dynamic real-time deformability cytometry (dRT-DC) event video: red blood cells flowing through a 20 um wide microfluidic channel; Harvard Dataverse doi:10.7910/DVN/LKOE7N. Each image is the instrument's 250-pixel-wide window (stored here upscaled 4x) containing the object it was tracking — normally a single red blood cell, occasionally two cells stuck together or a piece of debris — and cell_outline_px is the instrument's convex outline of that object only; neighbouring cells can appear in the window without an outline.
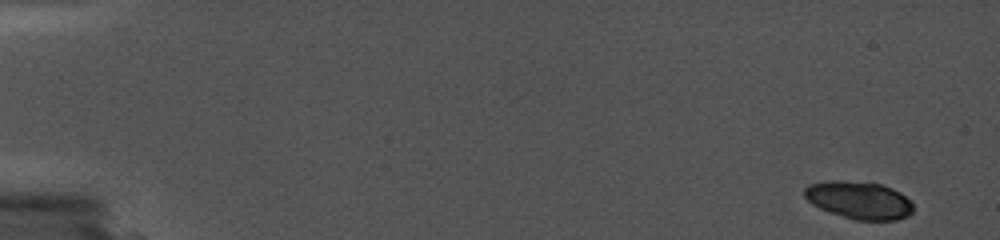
{"species": "common noctule bat (a hibernating species)", "species_latin": "Nyctalus noctula", "temperature_condition": "cold", "stored_images_in_passage": 5, "camera_frame_rate_fps": 5000, "um_per_image_px": 0.085, "animal": {"sex": "female", "body_mass_g": 19.0, "forearm_length_mm": 56.7}, "frame": {"image": 1, "passage_image": 1, "time_ms": 0.0, "image_size_px": [1000, 240], "cell_outline_px": [[912, 212], [908, 216], [896, 220], [856, 220], [820, 208], [812, 204], [804, 196], [804, 188], [808, 184], [824, 180], [840, 180], [880, 184], [892, 188], [900, 192], [912, 204]], "centroid_in_image_um": [72.99, 17.0], "position_along_channel_um": 12.0, "area_um2": 23.7}}
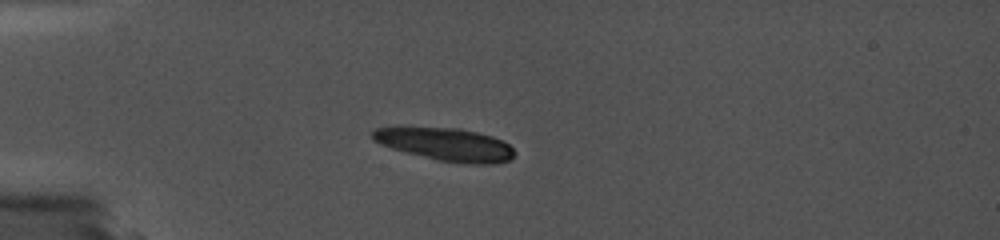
{"frame": {"image": 2, "passage_image": 5, "time_ms": 4.6, "image_size_px": [1000, 240], "cell_outline_px": [[516, 152], [512, 160], [492, 164], [468, 164], [436, 160], [392, 148], [380, 144], [372, 140], [372, 132], [376, 128], [400, 124], [460, 128], [492, 136], [508, 144]], "centroid_in_image_um": [37.81, 12.23], "position_along_channel_um": 47.2, "area_um2": 28.15}}